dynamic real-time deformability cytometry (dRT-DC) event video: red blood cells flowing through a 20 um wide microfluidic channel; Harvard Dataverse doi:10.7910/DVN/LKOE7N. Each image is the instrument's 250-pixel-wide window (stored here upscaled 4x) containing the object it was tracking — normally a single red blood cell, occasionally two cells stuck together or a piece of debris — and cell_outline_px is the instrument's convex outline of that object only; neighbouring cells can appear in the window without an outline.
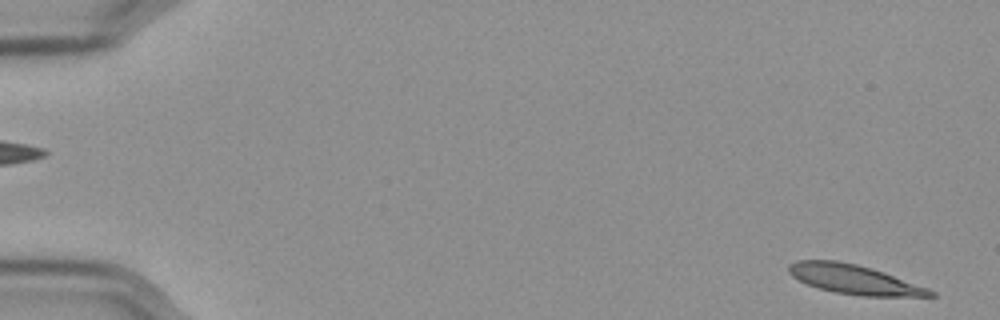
{"species": "Egyptian fruit bat (a non-hibernating species)", "species_latin": "Rousettus aegyptiacus", "temperature_condition": "cold", "stored_images_in_passage": 57, "camera_frame_rate_fps": 3000, "um_per_image_px": 0.085, "frame": {"image": 1, "passage_image": 2, "time_ms": 0.333, "image_size_px": [1000, 320], "cell_outline_px": [[936, 296], [864, 296], [836, 292], [820, 288], [808, 284], [792, 276], [788, 272], [788, 264], [796, 260], [836, 260], [856, 264], [872, 268], [884, 272], [928, 288], [936, 292]], "centroid_in_image_um": [72.6, 23.74], "position_along_channel_um": 12.4, "area_um2": 23.99}}
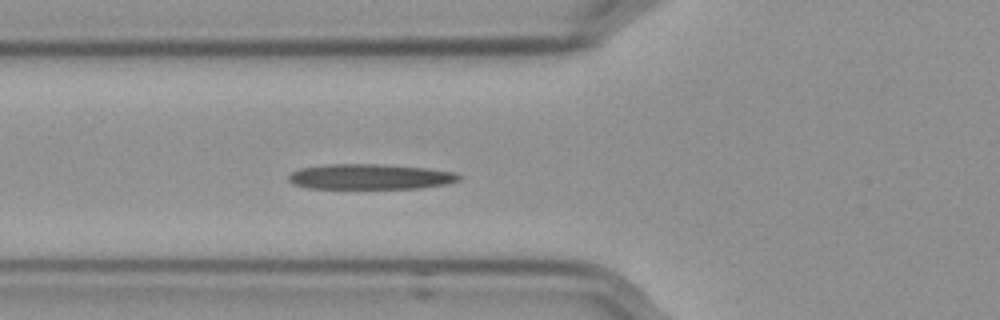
{"frame": {"image": 2, "passage_image": 21, "time_ms": 6.667, "image_size_px": [1000, 320], "cell_outline_px": [[464, 176], [460, 180], [448, 184], [420, 188], [308, 188], [292, 184], [288, 180], [288, 176], [292, 172], [300, 168], [328, 164], [380, 164], [428, 168], [456, 172]], "centroid_in_image_um": [31.51, 15.02], "position_along_channel_um": 94.3, "area_um2": 25.37}}
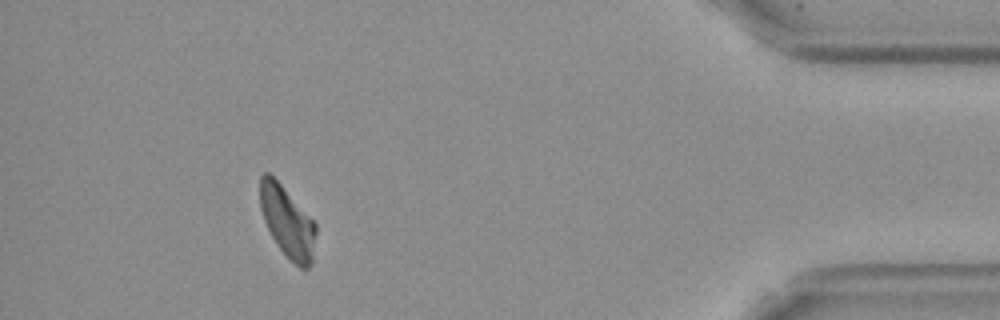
{"frame": {"image": 3, "passage_image": 52, "time_ms": 17.0, "image_size_px": [1000, 320], "cell_outline_px": [[316, 232], [312, 264], [308, 268], [300, 268], [280, 248], [272, 236], [264, 220], [260, 208], [260, 176], [264, 172], [268, 172], [280, 184], [316, 224]], "centroid_in_image_um": [24.42, 18.86], "position_along_channel_um": 410.8, "area_um2": 22.48}, "authors_computed_cell_mechanics": {"area_um2": 24.9696, "velocity_mm_per_s": 3.5497, "shape_relaxation_time_tau1_ms": 7.0286, "shape_relaxation_time_tau2_ms": null, "deformation_change_tau1": 0.1976, "deformation_change_tau2": null}}